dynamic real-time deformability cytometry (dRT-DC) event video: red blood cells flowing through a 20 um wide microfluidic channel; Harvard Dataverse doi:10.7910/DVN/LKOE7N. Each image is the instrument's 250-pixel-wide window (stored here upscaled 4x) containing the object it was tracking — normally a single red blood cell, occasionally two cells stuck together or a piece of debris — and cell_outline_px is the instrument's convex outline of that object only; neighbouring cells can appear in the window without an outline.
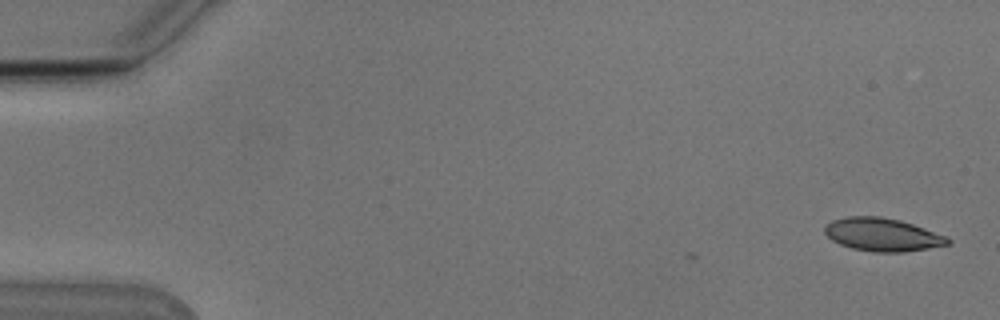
{"species": "Egyptian fruit bat (a non-hibernating species)", "species_latin": "Rousettus aegyptiacus", "temperature_condition": "cold", "stored_images_in_passage": 2, "camera_frame_rate_fps": 3000, "um_per_image_px": 0.085, "animal": {"sex": "male"}, "frame": {"image": 1, "passage_image": 2, "time_ms": 0.333, "image_size_px": [1000, 320], "cell_outline_px": [[952, 244], [904, 252], [872, 252], [852, 248], [840, 244], [832, 240], [824, 232], [824, 224], [832, 220], [848, 216], [880, 216], [900, 220], [948, 236], [952, 240]], "centroid_in_image_um": [75.02, 19.94], "position_along_channel_um": 10.0, "area_um2": 23.93}}